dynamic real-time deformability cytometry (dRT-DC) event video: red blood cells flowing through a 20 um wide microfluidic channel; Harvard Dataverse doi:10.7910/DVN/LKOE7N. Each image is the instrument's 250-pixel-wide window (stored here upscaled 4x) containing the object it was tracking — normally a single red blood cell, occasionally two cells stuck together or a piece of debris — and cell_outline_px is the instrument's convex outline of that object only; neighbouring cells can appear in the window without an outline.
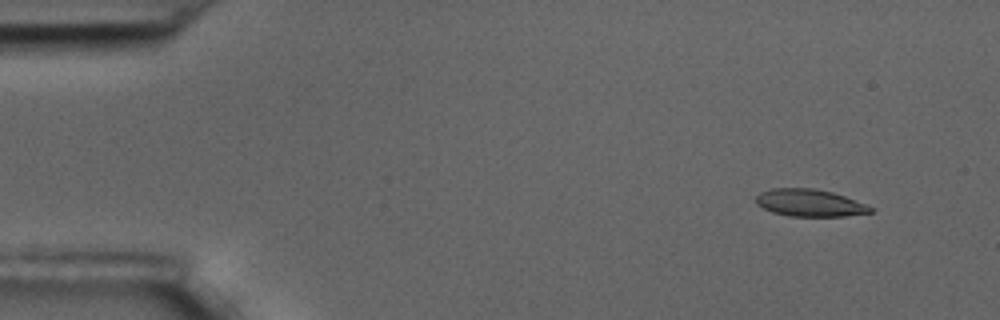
{"species": "common noctule bat (a hibernating species)", "species_latin": "Nyctalus noctula", "temperature_condition": "room temperature", "stored_images_in_passage": 9, "camera_frame_rate_fps": 3000, "um_per_image_px": 0.085, "animal": {"sex": "male", "body_mass_g": 17.5, "forearm_length_mm": 52.3}, "frame": {"image": 1, "passage_image": 2, "time_ms": 0.333, "image_size_px": [1000, 320], "cell_outline_px": [[876, 208], [872, 212], [844, 216], [788, 216], [772, 212], [756, 204], [756, 196], [760, 192], [772, 188], [812, 188], [832, 192], [868, 204]], "centroid_in_image_um": [68.85, 17.24], "position_along_channel_um": 16.2, "area_um2": 18.26}}
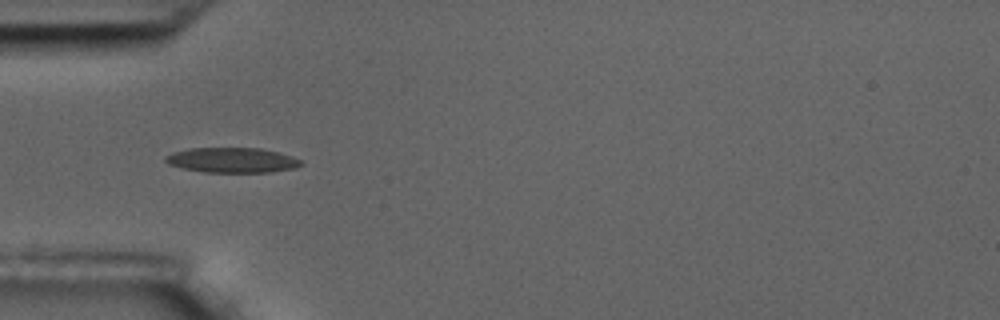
{"frame": {"image": 2, "passage_image": 6, "time_ms": 1.667, "image_size_px": [1000, 320], "cell_outline_px": [[304, 164], [296, 168], [272, 172], [204, 172], [180, 168], [168, 164], [164, 160], [164, 156], [172, 152], [188, 148], [260, 148], [280, 152], [304, 160]], "centroid_in_image_um": [19.75, 13.61], "position_along_channel_um": 65.2, "area_um2": 20.17}}
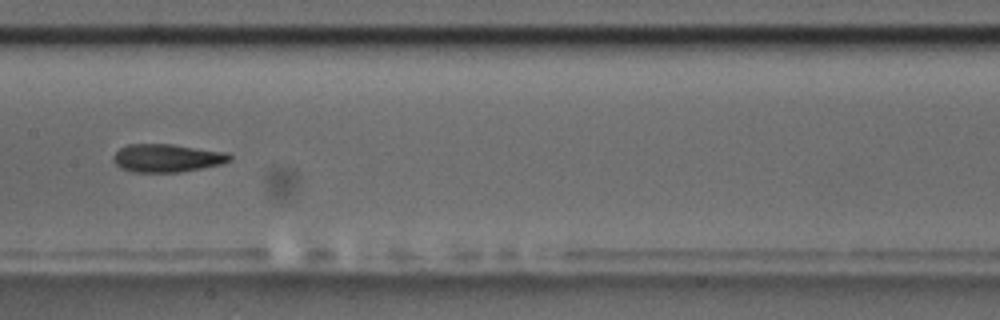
{"frame": {"image": 3, "passage_image": 9, "time_ms": 2.667, "image_size_px": [1000, 320], "cell_outline_px": [[232, 160], [220, 164], [180, 172], [132, 172], [120, 168], [112, 160], [112, 156], [120, 148], [128, 144], [172, 144], [228, 152], [232, 156]], "centroid_in_image_um": [14.18, 13.43], "position_along_channel_um": 193.2, "area_um2": 19.13}}